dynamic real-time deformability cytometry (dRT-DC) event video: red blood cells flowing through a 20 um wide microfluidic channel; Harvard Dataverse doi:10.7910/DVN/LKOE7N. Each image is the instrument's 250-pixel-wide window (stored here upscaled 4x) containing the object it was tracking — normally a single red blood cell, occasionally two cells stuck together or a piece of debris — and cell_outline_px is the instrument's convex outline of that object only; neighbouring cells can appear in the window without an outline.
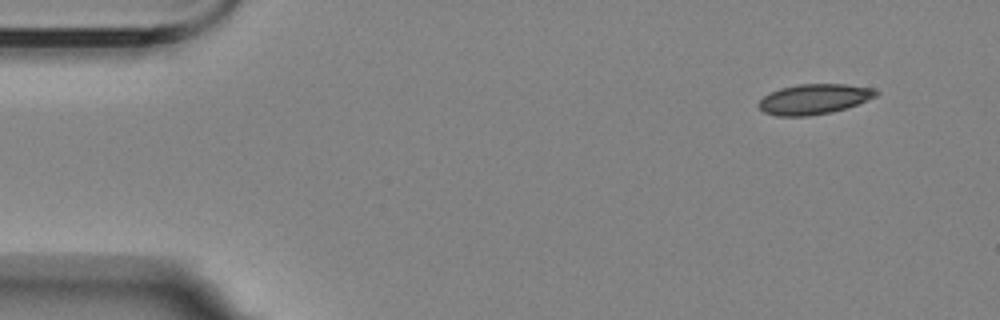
{"species": "Egyptian fruit bat (a non-hibernating species)", "species_latin": "Rousettus aegyptiacus", "temperature_condition": "room temperature", "stored_images_in_passage": 7, "camera_frame_rate_fps": 3000, "um_per_image_px": 0.085, "animal": {"sex": "female"}, "frame": {"image": 1, "passage_image": 1, "time_ms": 0.0, "image_size_px": [1000, 320], "cell_outline_px": [[880, 92], [876, 96], [856, 104], [832, 112], [808, 116], [776, 116], [764, 112], [760, 108], [760, 100], [768, 92], [780, 88], [800, 84], [844, 84], [872, 88]], "centroid_in_image_um": [69.17, 8.42], "position_along_channel_um": 15.8, "area_um2": 20.46}}
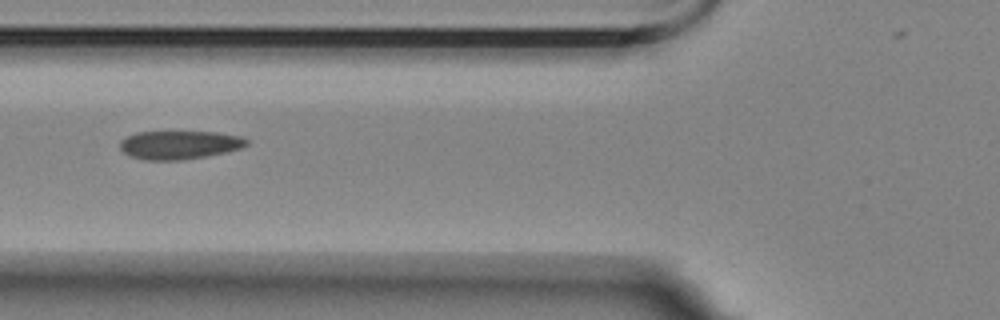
{"frame": {"image": 2, "passage_image": 5, "time_ms": 5.667, "image_size_px": [1000, 320], "cell_outline_px": [[248, 144], [240, 148], [208, 156], [180, 160], [144, 160], [128, 156], [120, 148], [120, 140], [136, 132], [216, 132], [240, 136], [248, 140]], "centroid_in_image_um": [15.22, 12.32], "position_along_channel_um": 110.6, "area_um2": 20.98}}
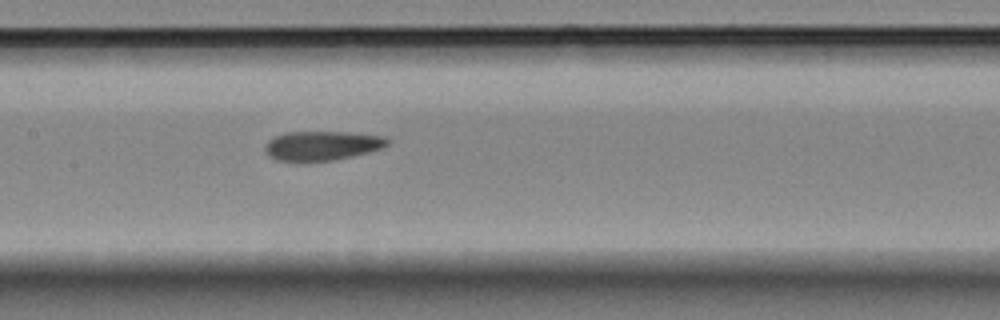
{"frame": {"image": 3, "passage_image": 7, "time_ms": 7.667, "image_size_px": [1000, 320], "cell_outline_px": [[392, 140], [384, 148], [352, 156], [332, 160], [276, 160], [264, 148], [268, 140], [276, 136], [288, 132], [348, 132], [388, 136]], "centroid_in_image_um": [27.48, 12.35], "position_along_channel_um": 179.9, "area_um2": 20.69}}